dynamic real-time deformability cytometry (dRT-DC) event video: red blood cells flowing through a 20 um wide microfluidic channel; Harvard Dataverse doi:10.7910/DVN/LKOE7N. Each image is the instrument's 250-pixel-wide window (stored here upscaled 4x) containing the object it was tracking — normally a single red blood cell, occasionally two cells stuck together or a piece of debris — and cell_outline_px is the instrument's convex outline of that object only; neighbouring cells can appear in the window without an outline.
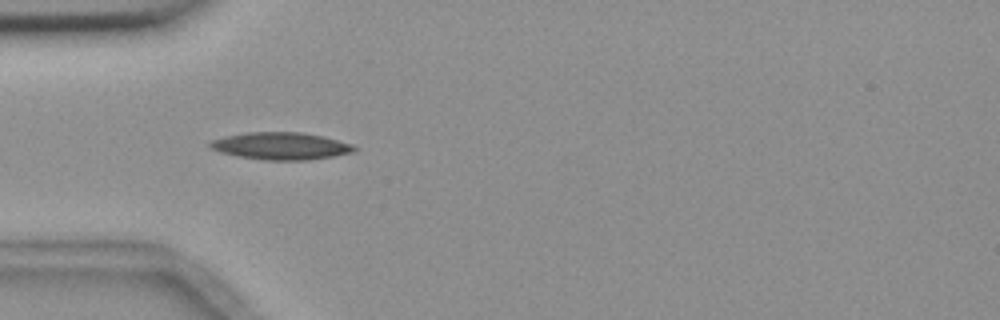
{"species": "common noctule bat (a hibernating species)", "species_latin": "Nyctalus noctula", "temperature_condition": "room temperature", "stored_images_in_passage": 2, "camera_frame_rate_fps": 3000, "um_per_image_px": 0.085, "animal": {"sex": "female", "body_mass_g": 18.4}, "frame": {"image": 1, "passage_image": 2, "time_ms": 1.333, "image_size_px": [1000, 320], "cell_outline_px": [[356, 148], [352, 152], [332, 156], [308, 160], [264, 160], [236, 156], [220, 152], [208, 148], [208, 140], [224, 136], [244, 132], [300, 132], [320, 136], [352, 144]], "centroid_in_image_um": [23.76, 12.41], "position_along_channel_um": 61.2, "area_um2": 22.95}}